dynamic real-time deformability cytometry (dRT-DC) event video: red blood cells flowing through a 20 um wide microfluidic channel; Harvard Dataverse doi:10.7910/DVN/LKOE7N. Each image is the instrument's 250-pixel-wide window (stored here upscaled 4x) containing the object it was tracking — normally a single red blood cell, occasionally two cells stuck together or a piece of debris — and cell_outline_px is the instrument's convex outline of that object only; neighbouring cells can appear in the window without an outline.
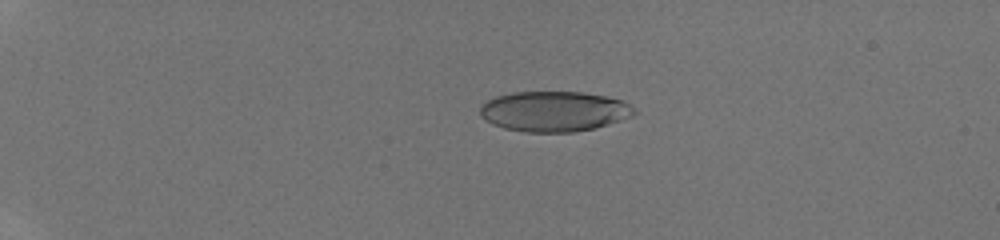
{"species": "human", "species_latin": "Homo sapiens", "temperature_condition": "room temperature", "stored_images_in_passage": 40, "camera_frame_rate_fps": 3000, "um_per_image_px": 0.085, "donor": {"sex": "male"}, "frame": {"image": 1, "passage_image": 5, "time_ms": 1.333, "image_size_px": [1000, 240], "cell_outline_px": [[640, 112], [632, 116], [596, 128], [576, 132], [524, 132], [504, 128], [492, 124], [480, 116], [480, 104], [496, 96], [512, 92], [580, 92], [604, 96], [624, 100], [632, 104]], "centroid_in_image_um": [47.13, 9.47], "position_along_channel_um": 37.9, "area_um2": 36.59}}
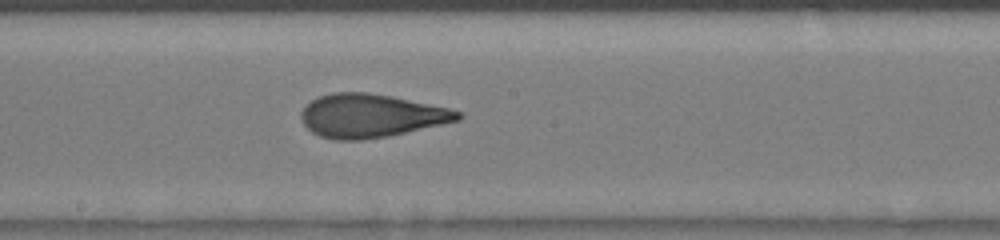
{"frame": {"image": 2, "passage_image": 22, "time_ms": 7.0, "image_size_px": [1000, 240], "cell_outline_px": [[464, 116], [460, 120], [388, 136], [364, 140], [336, 140], [320, 136], [312, 132], [304, 124], [300, 116], [300, 112], [312, 100], [320, 96], [332, 92], [368, 92], [448, 108], [464, 112]], "centroid_in_image_um": [31.52, 9.84], "position_along_channel_um": 216.7, "area_um2": 39.36}}
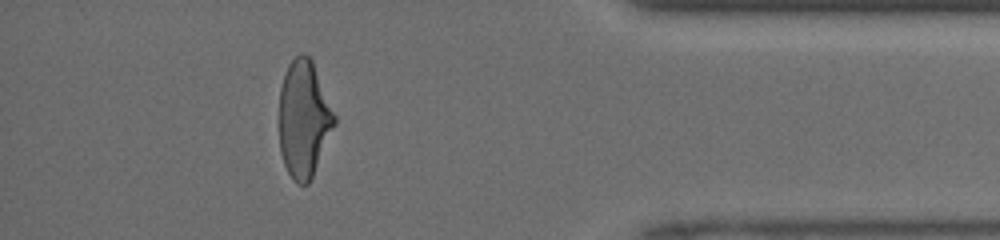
{"frame": {"image": 3, "passage_image": 36, "time_ms": 11.667, "image_size_px": [1000, 240], "cell_outline_px": [[336, 124], [312, 176], [308, 184], [296, 184], [292, 180], [284, 164], [280, 152], [280, 88], [288, 64], [300, 52], [304, 52], [312, 60], [336, 116]], "centroid_in_image_um": [25.83, 10.11], "position_along_channel_um": 409.4, "area_um2": 37.51}}